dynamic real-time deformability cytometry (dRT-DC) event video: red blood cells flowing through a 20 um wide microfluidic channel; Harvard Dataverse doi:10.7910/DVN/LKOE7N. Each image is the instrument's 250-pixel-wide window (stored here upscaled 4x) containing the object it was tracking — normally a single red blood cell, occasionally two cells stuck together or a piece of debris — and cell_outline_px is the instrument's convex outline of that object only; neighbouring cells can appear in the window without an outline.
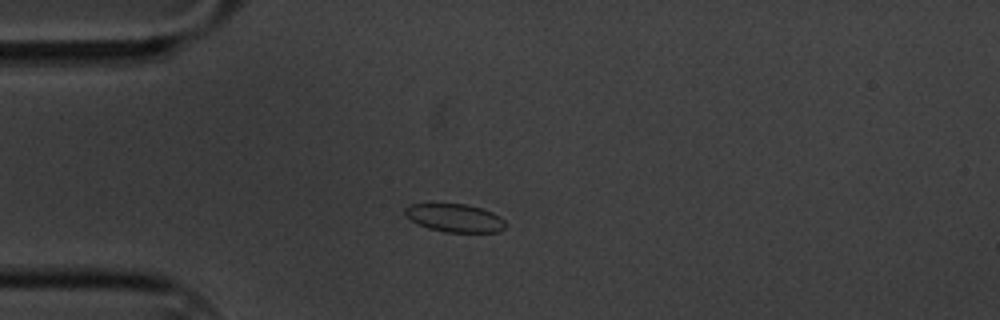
{"species": "common noctule bat (a hibernating species)", "species_latin": "Nyctalus noctula", "temperature_condition": "cold", "stored_images_in_passage": 58, "camera_frame_rate_fps": 3000, "um_per_image_px": 0.085, "animal": {"sex": "male", "body_mass_g": 20.1, "forearm_length_mm": 53.5}, "frame": {"image": 1, "passage_image": 13, "time_ms": 4.0, "image_size_px": [1000, 320], "cell_outline_px": [[504, 228], [500, 232], [444, 232], [428, 228], [412, 220], [404, 212], [404, 208], [408, 204], [468, 204], [492, 212], [500, 216], [504, 220]], "centroid_in_image_um": [38.67, 18.52], "position_along_channel_um": 46.3, "area_um2": 16.36}}
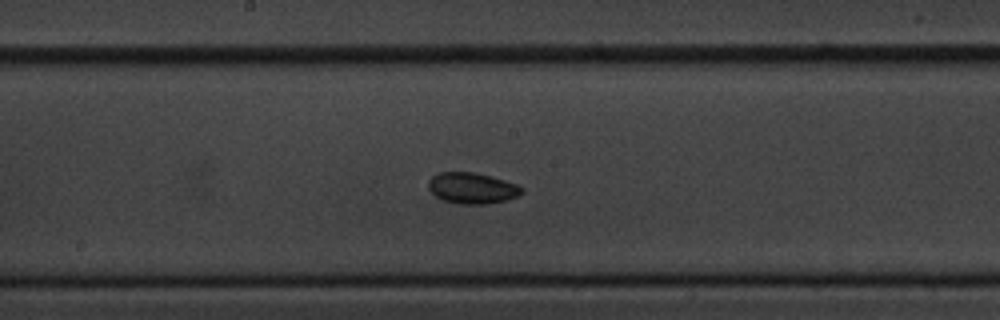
{"frame": {"image": 2, "passage_image": 29, "time_ms": 9.333, "image_size_px": [1000, 320], "cell_outline_px": [[524, 192], [520, 196], [508, 200], [488, 204], [460, 204], [444, 200], [436, 196], [428, 188], [428, 180], [432, 176], [440, 172], [472, 172], [492, 176], [516, 184], [524, 188]], "centroid_in_image_um": [40.17, 15.99], "position_along_channel_um": 208.0, "area_um2": 17.05}}
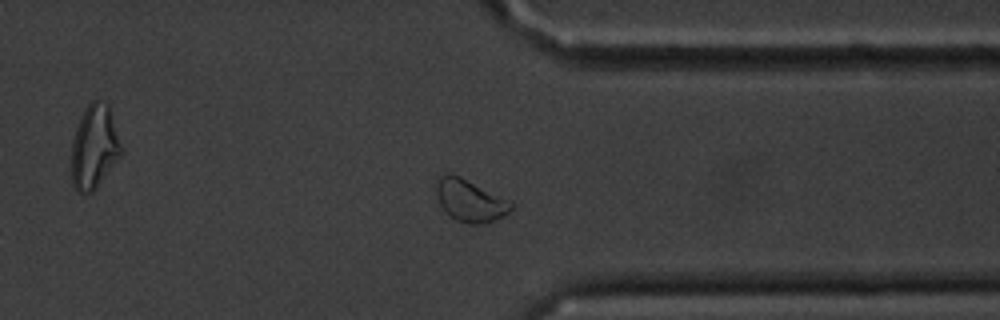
{"frame": {"image": 3, "passage_image": 44, "time_ms": 14.333, "image_size_px": [1000, 320], "cell_outline_px": [[512, 208], [508, 212], [492, 220], [480, 224], [472, 224], [456, 220], [440, 204], [436, 192], [436, 184], [440, 172], [460, 176], [512, 204]], "centroid_in_image_um": [39.86, 17.02], "position_along_channel_um": 371.5, "area_um2": 17.46}, "authors_computed_cell_mechanics": {"area_um2": 16.9932, "velocity_mm_per_s": 3.314, "shape_relaxation_time_tau1_ms": 3.6542, "shape_relaxation_time_tau2_ms": null, "deformation_change_tau1": 0.0454, "deformation_change_tau2": null}}